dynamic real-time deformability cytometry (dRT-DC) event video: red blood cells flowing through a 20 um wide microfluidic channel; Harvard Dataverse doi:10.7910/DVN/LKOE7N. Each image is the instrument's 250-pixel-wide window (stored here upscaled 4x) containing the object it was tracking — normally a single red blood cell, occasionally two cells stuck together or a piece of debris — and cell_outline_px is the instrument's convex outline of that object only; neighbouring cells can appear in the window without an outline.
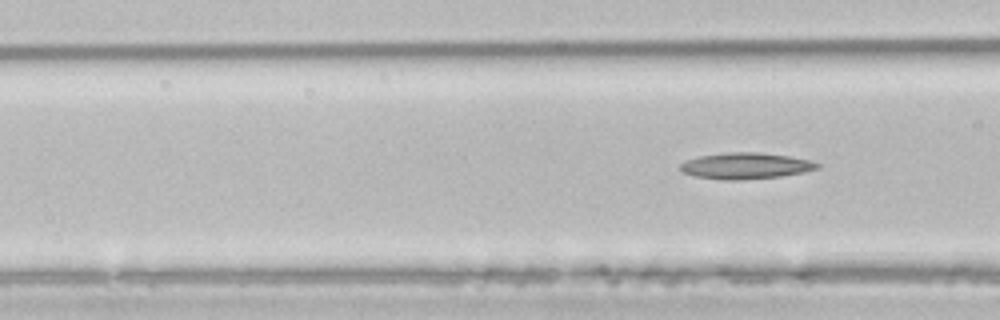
{"species": "common noctule bat (a hibernating species)", "species_latin": "Nyctalus noctula", "temperature_condition": "room temperature", "stored_images_in_passage": 5, "camera_frame_rate_fps": 3000, "um_per_image_px": 0.085, "animal": {"sex": "male", "body_mass_g": 21.5, "forearm_length_mm": 52.0}, "frame": {"image": 1, "passage_image": 5, "time_ms": 5.667, "image_size_px": [1000, 320], "cell_outline_px": [[820, 168], [804, 172], [780, 176], [744, 180], [724, 180], [692, 176], [684, 172], [680, 168], [680, 164], [688, 160], [700, 156], [728, 152], [756, 152], [788, 156], [808, 160], [820, 164]], "centroid_in_image_um": [63.38, 14.1], "position_along_channel_um": 103.2, "area_um2": 20.81}}